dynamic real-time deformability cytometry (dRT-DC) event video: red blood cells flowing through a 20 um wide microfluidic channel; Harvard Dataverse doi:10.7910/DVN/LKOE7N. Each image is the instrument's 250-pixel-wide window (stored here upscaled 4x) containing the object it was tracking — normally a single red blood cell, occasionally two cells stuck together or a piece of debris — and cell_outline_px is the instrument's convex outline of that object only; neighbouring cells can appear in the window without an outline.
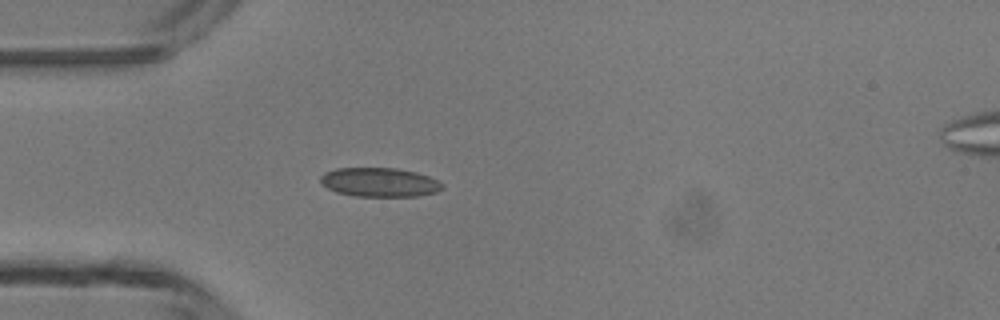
{"species": "common noctule bat (a hibernating species)", "species_latin": "Nyctalus noctula", "temperature_condition": "room temperature", "stored_images_in_passage": 3, "camera_frame_rate_fps": 3000, "um_per_image_px": 0.085, "animal": {"sex": "male", "body_mass_g": 13.3}, "frame": {"image": 1, "passage_image": 3, "time_ms": 3.333, "image_size_px": [1000, 320], "cell_outline_px": [[444, 188], [436, 192], [416, 196], [356, 196], [336, 192], [320, 184], [320, 176], [324, 172], [336, 168], [396, 168], [416, 172], [428, 176], [444, 184]], "centroid_in_image_um": [32.24, 15.49], "position_along_channel_um": 52.8, "area_um2": 20.69}}